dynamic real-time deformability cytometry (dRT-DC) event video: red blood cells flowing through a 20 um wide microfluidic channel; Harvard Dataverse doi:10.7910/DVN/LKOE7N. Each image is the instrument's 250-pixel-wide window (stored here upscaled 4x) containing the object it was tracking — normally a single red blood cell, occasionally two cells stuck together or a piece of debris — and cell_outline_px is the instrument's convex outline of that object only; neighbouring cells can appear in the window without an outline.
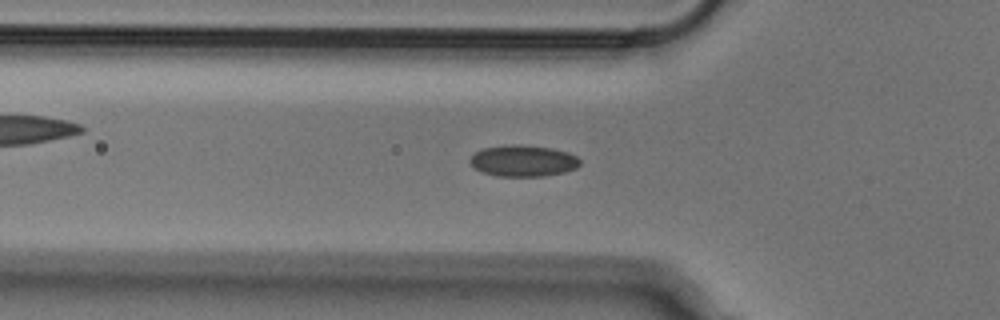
{"species": "Egyptian fruit bat (a non-hibernating species)", "species_latin": "Rousettus aegyptiacus", "temperature_condition": "cold", "stored_images_in_passage": 51, "camera_frame_rate_fps": 3000, "um_per_image_px": 0.085, "animal": {"sex": "male"}, "frame": {"image": 1, "passage_image": 16, "time_ms": 5.0, "image_size_px": [1000, 320], "cell_outline_px": [[580, 164], [576, 168], [564, 172], [544, 176], [496, 176], [484, 172], [476, 168], [468, 160], [476, 152], [484, 148], [512, 144], [520, 144], [552, 148], [568, 152], [576, 156], [580, 160]], "centroid_in_image_um": [44.49, 13.66], "position_along_channel_um": 81.3, "area_um2": 20.0}}
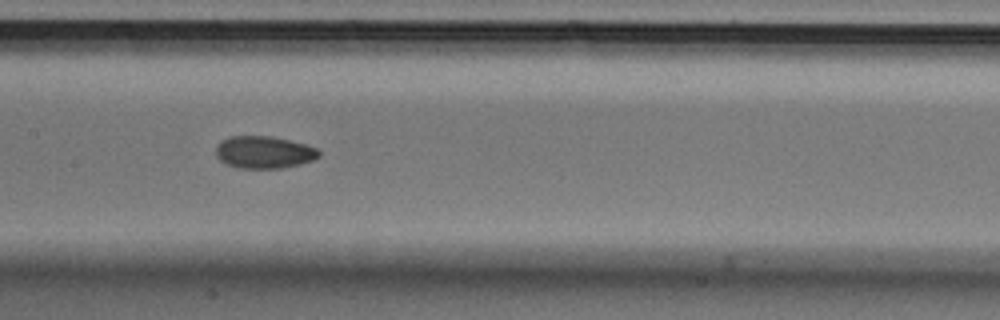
{"frame": {"image": 2, "passage_image": 24, "time_ms": 7.667, "image_size_px": [1000, 320], "cell_outline_px": [[320, 156], [312, 160], [300, 164], [284, 168], [236, 168], [220, 160], [216, 156], [216, 148], [220, 140], [232, 136], [272, 136], [304, 144], [316, 148], [320, 152]], "centroid_in_image_um": [22.42, 12.94], "position_along_channel_um": 185.0, "area_um2": 19.36}}
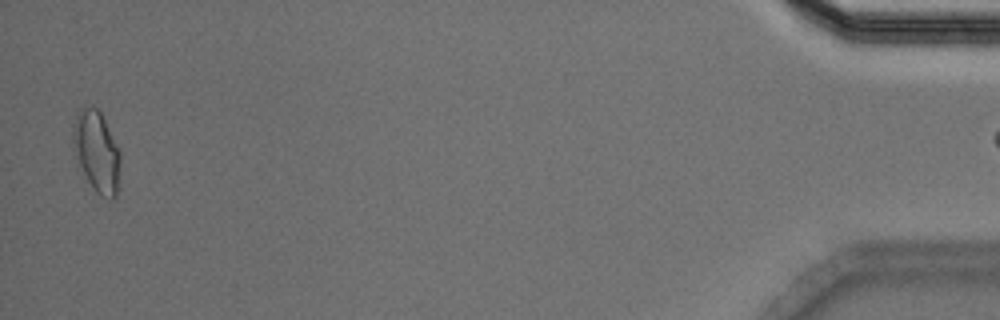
{"frame": {"image": 3, "passage_image": 50, "time_ms": 16.333, "image_size_px": [1000, 320], "cell_outline_px": [[120, 188], [116, 196], [112, 200], [100, 196], [96, 192], [88, 180], [80, 164], [72, 140], [72, 132], [76, 112], [84, 108], [96, 108], [100, 112], [120, 148]], "centroid_in_image_um": [8.27, 12.93], "position_along_channel_um": 426.9, "area_um2": 22.31}}